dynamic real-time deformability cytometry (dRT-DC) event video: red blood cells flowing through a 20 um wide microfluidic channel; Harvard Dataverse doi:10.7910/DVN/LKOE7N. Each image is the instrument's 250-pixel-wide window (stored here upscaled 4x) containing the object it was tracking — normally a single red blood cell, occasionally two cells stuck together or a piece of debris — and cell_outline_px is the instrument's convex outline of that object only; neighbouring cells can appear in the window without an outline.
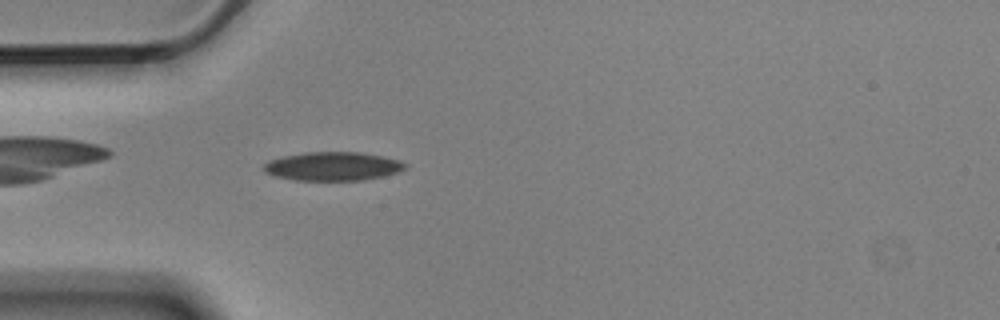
{"species": "Egyptian fruit bat (a non-hibernating species)", "species_latin": "Rousettus aegyptiacus", "temperature_condition": "cold", "stored_images_in_passage": 5, "camera_frame_rate_fps": 3000, "um_per_image_px": 0.085, "animal": {"sex": "male"}, "frame": {"image": 1, "passage_image": 5, "time_ms": 1.333, "image_size_px": [1000, 320], "cell_outline_px": [[408, 168], [400, 172], [384, 176], [364, 180], [296, 180], [272, 176], [264, 172], [264, 164], [272, 160], [284, 156], [304, 152], [360, 152], [400, 160], [408, 164]], "centroid_in_image_um": [28.34, 14.14], "position_along_channel_um": 56.7, "area_um2": 23.76}}